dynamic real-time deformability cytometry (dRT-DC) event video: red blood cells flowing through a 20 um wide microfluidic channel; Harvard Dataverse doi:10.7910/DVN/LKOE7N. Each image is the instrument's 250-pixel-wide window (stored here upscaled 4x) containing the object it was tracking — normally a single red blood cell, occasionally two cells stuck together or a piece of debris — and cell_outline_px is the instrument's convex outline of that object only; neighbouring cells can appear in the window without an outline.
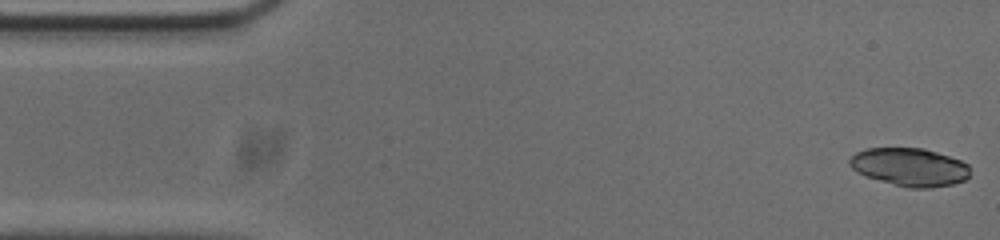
{"species": "common noctule bat (a hibernating species)", "species_latin": "Nyctalus noctula", "temperature_condition": "cold", "stored_images_in_passage": 53, "camera_frame_rate_fps": 3000, "um_per_image_px": 0.085, "animal": {"sex": "male", "body_mass_g": 20.0, "forearm_length_mm": 53.3}, "frame": {"image": 1, "passage_image": 1, "time_ms": 0.0, "image_size_px": [1000, 240], "cell_outline_px": [[968, 176], [964, 180], [952, 184], [928, 188], [908, 188], [864, 176], [856, 172], [848, 164], [848, 160], [856, 152], [868, 148], [924, 148], [960, 160], [968, 164]], "centroid_in_image_um": [77.28, 14.2], "position_along_channel_um": 7.7, "area_um2": 26.65}, "authors_computed_cell_mechanics": {"area_um2": 28.6688, "velocity_mm_per_s": 3.7304, "shape_relaxation_time_tau1_ms": 1.769, "shape_relaxation_time_tau2_ms": 3.1349, "deformation_change_tau1": 0.3192, "deformation_change_tau2": 0.048}}